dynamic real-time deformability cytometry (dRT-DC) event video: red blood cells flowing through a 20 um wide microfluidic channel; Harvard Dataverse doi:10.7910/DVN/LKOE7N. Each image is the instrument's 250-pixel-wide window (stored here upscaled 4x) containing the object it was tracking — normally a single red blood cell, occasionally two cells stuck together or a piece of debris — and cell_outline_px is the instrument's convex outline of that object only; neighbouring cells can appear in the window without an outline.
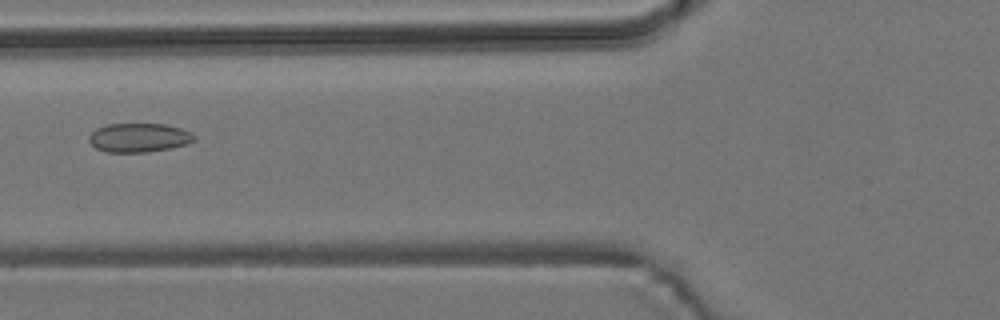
{"species": "common noctule bat (a hibernating species)", "species_latin": "Nyctalus noctula", "temperature_condition": "room temperature", "stored_images_in_passage": 6, "camera_frame_rate_fps": 3000, "um_per_image_px": 0.085, "animal": {"sex": "male", "body_mass_g": 19.2, "forearm_length_mm": 51.8}, "frame": {"image": 1, "passage_image": 6, "time_ms": 5.667, "image_size_px": [1000, 320], "cell_outline_px": [[196, 140], [172, 148], [148, 152], [108, 152], [96, 148], [88, 140], [88, 136], [96, 128], [108, 124], [164, 124], [180, 128], [192, 132], [196, 136]], "centroid_in_image_um": [11.82, 11.7], "position_along_channel_um": 114.0, "area_um2": 17.8}}